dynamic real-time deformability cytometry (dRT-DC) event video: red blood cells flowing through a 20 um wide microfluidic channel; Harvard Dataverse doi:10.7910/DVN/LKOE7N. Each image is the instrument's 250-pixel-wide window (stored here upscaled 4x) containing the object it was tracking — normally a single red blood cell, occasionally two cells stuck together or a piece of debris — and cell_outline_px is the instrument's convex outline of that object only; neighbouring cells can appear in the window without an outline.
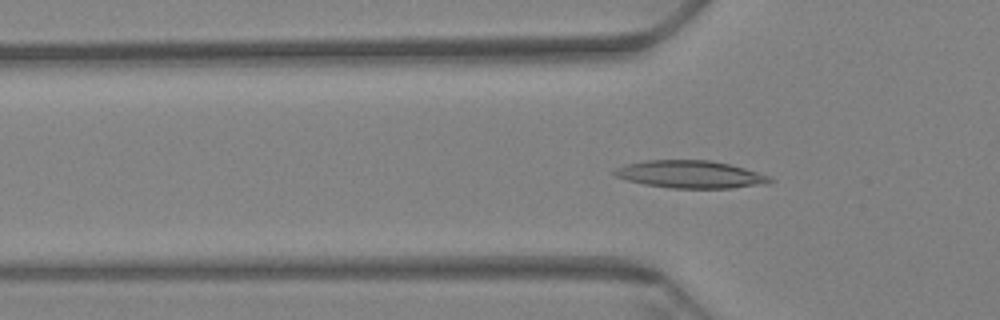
{"species": "Egyptian fruit bat (a non-hibernating species)", "species_latin": "Rousettus aegyptiacus", "temperature_condition": "warm", "stored_images_in_passage": 64, "camera_frame_rate_fps": 3000, "um_per_image_px": 0.085, "animal": {"sex": "female"}, "frame": {"image": 1, "passage_image": 21, "time_ms": 6.667, "image_size_px": [1000, 320], "cell_outline_px": [[776, 180], [768, 184], [732, 188], [672, 188], [644, 184], [628, 180], [616, 176], [612, 172], [616, 168], [624, 164], [648, 160], [708, 160], [728, 164], [744, 168], [772, 176]], "centroid_in_image_um": [58.74, 14.82], "position_along_channel_um": 67.1, "area_um2": 25.03}}
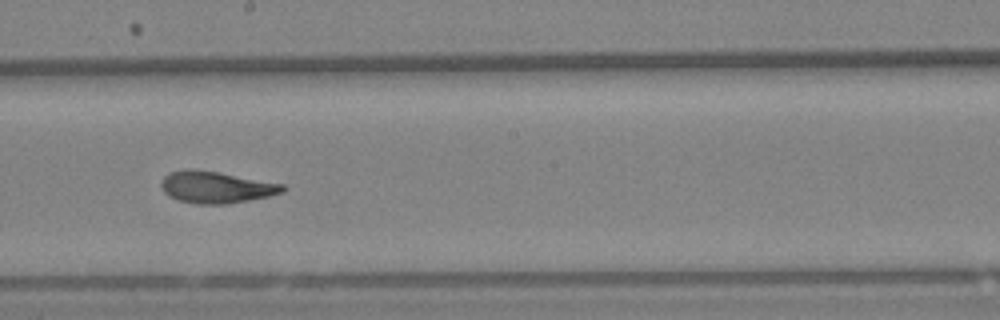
{"frame": {"image": 2, "passage_image": 36, "time_ms": 11.667, "image_size_px": [1000, 320], "cell_outline_px": [[288, 188], [284, 192], [268, 196], [248, 200], [224, 204], [196, 204], [180, 200], [168, 196], [164, 192], [160, 184], [160, 180], [168, 172], [192, 168], [216, 172], [284, 184]], "centroid_in_image_um": [18.34, 15.91], "position_along_channel_um": 229.9, "area_um2": 22.43}}
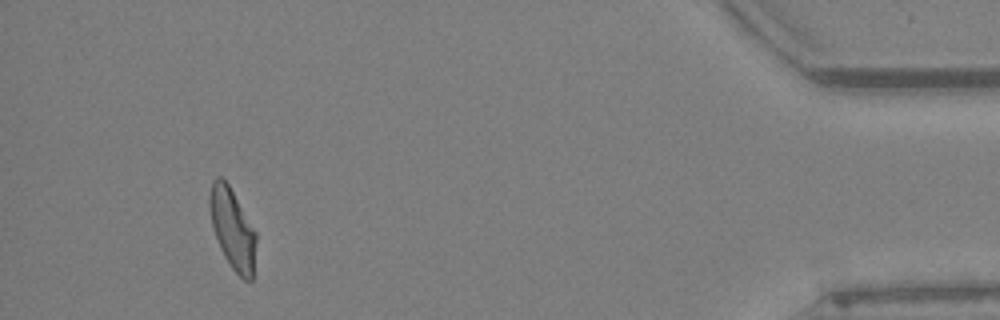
{"frame": {"image": 3, "passage_image": 59, "time_ms": 19.333, "image_size_px": [1000, 320], "cell_outline_px": [[256, 240], [252, 280], [244, 280], [232, 268], [224, 256], [220, 248], [212, 228], [208, 208], [208, 196], [212, 180], [216, 176], [220, 176], [228, 184], [256, 232]], "centroid_in_image_um": [19.72, 19.42], "position_along_channel_um": 415.5, "area_um2": 21.79}, "authors_computed_cell_mechanics": {"area_um2": 22.542, "velocity_mm_per_s": 3.2753, "shape_relaxation_time_tau1_ms": 6.6831, "shape_relaxation_time_tau2_ms": 1.8658, "deformation_change_tau1": 0.2168, "deformation_change_tau2": 0.0984}}